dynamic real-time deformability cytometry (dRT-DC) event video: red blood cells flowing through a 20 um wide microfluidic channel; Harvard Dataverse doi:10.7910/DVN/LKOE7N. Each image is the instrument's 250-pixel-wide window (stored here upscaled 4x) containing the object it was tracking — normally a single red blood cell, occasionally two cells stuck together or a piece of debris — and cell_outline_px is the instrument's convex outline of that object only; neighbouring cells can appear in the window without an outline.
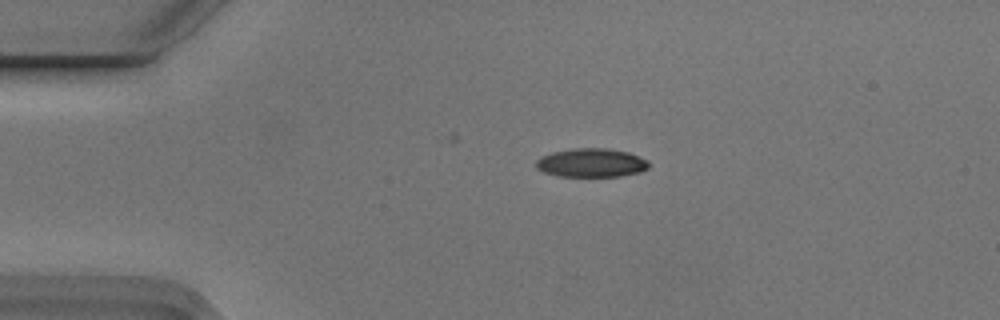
{"species": "Egyptian fruit bat (a non-hibernating species)", "species_latin": "Rousettus aegyptiacus", "temperature_condition": "cold", "stored_images_in_passage": 4, "camera_frame_rate_fps": 3000, "um_per_image_px": 0.085, "animal": {"sex": "male"}, "frame": {"image": 1, "passage_image": 4, "time_ms": 1.0, "image_size_px": [1000, 320], "cell_outline_px": [[648, 168], [640, 172], [620, 176], [556, 176], [544, 172], [536, 168], [536, 160], [540, 156], [552, 152], [572, 148], [604, 148], [628, 152], [648, 160]], "centroid_in_image_um": [50.23, 13.83], "position_along_channel_um": 34.8, "area_um2": 18.9}}